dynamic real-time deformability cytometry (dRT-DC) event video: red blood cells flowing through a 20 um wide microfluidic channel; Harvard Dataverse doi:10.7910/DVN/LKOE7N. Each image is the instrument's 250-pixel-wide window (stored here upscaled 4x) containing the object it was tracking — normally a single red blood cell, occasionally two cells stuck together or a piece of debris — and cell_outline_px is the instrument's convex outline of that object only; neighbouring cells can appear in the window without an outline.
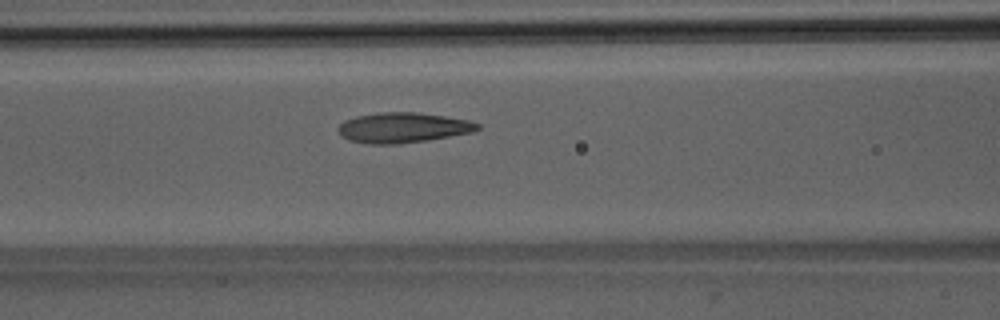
{"species": "Egyptian fruit bat (a non-hibernating species)", "species_latin": "Rousettus aegyptiacus", "temperature_condition": "room temperature", "stored_images_in_passage": 43, "camera_frame_rate_fps": 3000, "um_per_image_px": 0.085, "animal": {"sex": "male"}, "frame": {"image": 1, "passage_image": 13, "time_ms": 4.0, "image_size_px": [1000, 320], "cell_outline_px": [[480, 128], [472, 132], [428, 140], [396, 144], [372, 144], [348, 140], [340, 136], [336, 128], [344, 120], [356, 116], [380, 112], [416, 112], [444, 116], [468, 120], [480, 124]], "centroid_in_image_um": [34.2, 10.85], "position_along_channel_um": 132.4, "area_um2": 24.57}}
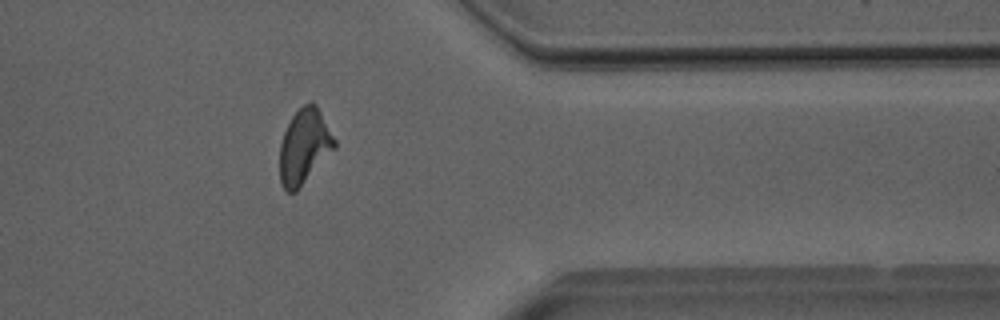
{"frame": {"image": 2, "passage_image": 33, "time_ms": 10.667, "image_size_px": [1000, 320], "cell_outline_px": [[336, 148], [296, 192], [288, 192], [284, 188], [280, 180], [280, 144], [284, 132], [292, 116], [304, 104], [312, 100], [316, 104], [336, 140]], "centroid_in_image_um": [25.88, 12.45], "position_along_channel_um": 385.5, "area_um2": 23.87}}
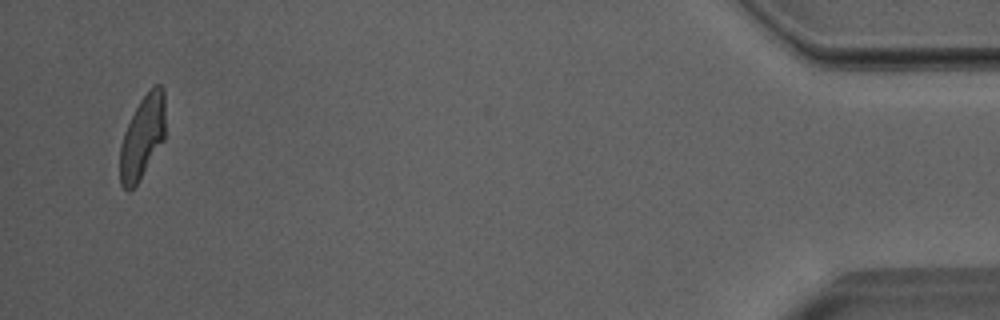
{"frame": {"image": 3, "passage_image": 41, "time_ms": 13.333, "image_size_px": [1000, 320], "cell_outline_px": [[164, 140], [140, 180], [128, 192], [120, 184], [120, 144], [124, 132], [140, 100], [156, 84], [160, 84], [164, 88]], "centroid_in_image_um": [12.1, 11.69], "position_along_channel_um": 423.1, "area_um2": 21.79}, "authors_computed_cell_mechanics": {"area_um2": 23.6402, "velocity_mm_per_s": 3.9905, "shape_relaxation_time_tau1_ms": 6.105, "shape_relaxation_time_tau2_ms": 2.0037, "deformation_change_tau1": 0.205, "deformation_change_tau2": 0.1027}}